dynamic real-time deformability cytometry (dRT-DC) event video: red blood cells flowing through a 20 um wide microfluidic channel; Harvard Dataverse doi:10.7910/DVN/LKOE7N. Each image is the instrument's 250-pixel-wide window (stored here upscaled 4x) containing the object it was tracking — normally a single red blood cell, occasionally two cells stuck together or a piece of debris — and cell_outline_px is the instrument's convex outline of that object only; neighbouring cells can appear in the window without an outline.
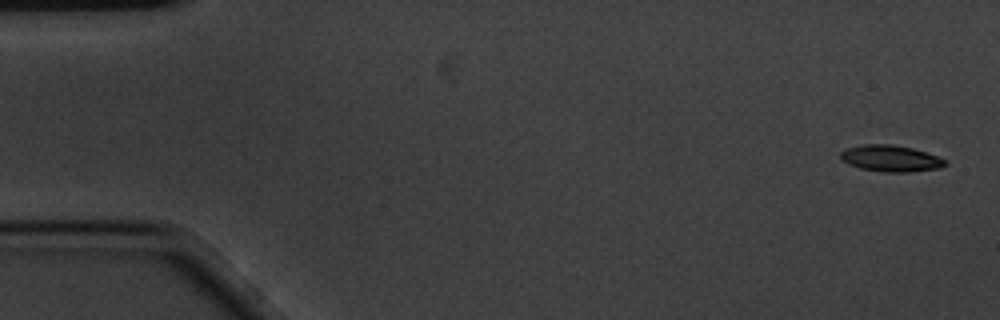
{"species": "common noctule bat (a hibernating species)", "species_latin": "Nyctalus noctula", "temperature_condition": "cold", "stored_images_in_passage": 6, "camera_frame_rate_fps": 3000, "um_per_image_px": 0.085, "animal": {"sex": "male", "body_mass_g": 20.1, "forearm_length_mm": 53.5}, "frame": {"image": 1, "passage_image": 1, "time_ms": 0.0, "image_size_px": [1000, 320], "cell_outline_px": [[948, 164], [940, 168], [908, 172], [884, 172], [860, 168], [848, 164], [840, 160], [840, 152], [848, 148], [864, 144], [892, 144], [912, 148], [928, 152], [948, 160]], "centroid_in_image_um": [75.74, 13.46], "position_along_channel_um": 9.3, "area_um2": 16.3}}